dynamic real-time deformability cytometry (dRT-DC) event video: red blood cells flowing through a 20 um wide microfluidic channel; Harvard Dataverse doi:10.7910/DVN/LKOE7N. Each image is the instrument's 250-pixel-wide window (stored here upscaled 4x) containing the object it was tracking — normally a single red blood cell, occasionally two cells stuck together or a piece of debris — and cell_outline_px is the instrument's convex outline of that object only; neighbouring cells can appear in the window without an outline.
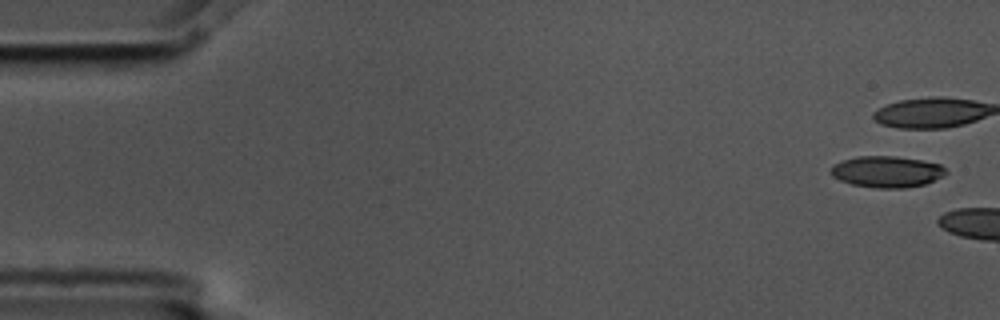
{"species": "common noctule bat (a hibernating species)", "species_latin": "Nyctalus noctula", "temperature_condition": "cold", "stored_images_in_passage": 5, "camera_frame_rate_fps": 3000, "um_per_image_px": 0.085, "animal": {"sex": "male", "body_mass_g": 17.5, "forearm_length_mm": 52.3}, "frame": {"image": 1, "passage_image": 1, "time_ms": 0.0, "image_size_px": [1000, 320], "cell_outline_px": [[948, 172], [944, 176], [924, 184], [904, 188], [880, 188], [852, 184], [840, 180], [832, 176], [832, 164], [856, 156], [896, 156], [920, 160], [940, 164]], "centroid_in_image_um": [75.39, 14.59], "position_along_channel_um": 9.6, "area_um2": 20.87}}